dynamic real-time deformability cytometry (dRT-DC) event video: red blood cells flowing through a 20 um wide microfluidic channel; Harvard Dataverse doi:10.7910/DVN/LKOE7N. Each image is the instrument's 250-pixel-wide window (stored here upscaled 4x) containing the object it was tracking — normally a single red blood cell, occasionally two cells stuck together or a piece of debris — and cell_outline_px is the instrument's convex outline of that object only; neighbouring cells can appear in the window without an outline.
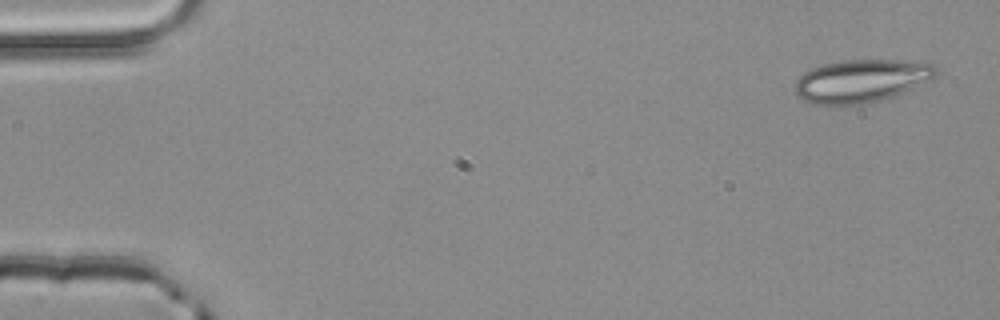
{"species": "common noctule bat (a hibernating species)", "species_latin": "Nyctalus noctula", "temperature_condition": "room temperature", "stored_images_in_passage": 4, "camera_frame_rate_fps": 3000, "um_per_image_px": 0.085, "animal": {"sex": "male", "body_mass_g": 20.4}, "frame": {"image": 1, "passage_image": 1, "time_ms": 0.0, "image_size_px": [1000, 320], "cell_outline_px": [[940, 72], [936, 76], [892, 96], [860, 104], [812, 104], [796, 96], [792, 84], [804, 72], [812, 68], [824, 64], [844, 60], [900, 60], [932, 64]], "centroid_in_image_um": [73.13, 6.86], "position_along_channel_um": 11.9, "area_um2": 34.8}}